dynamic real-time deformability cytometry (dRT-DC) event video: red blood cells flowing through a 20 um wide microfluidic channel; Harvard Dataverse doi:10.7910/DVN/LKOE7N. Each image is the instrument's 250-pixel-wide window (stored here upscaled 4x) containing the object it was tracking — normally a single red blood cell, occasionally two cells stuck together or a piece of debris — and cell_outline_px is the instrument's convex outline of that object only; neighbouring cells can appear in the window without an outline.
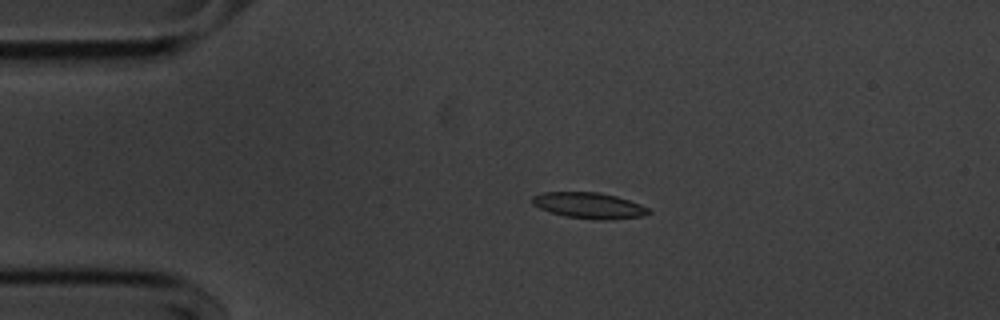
{"species": "common noctule bat (a hibernating species)", "species_latin": "Nyctalus noctula", "temperature_condition": "cold", "stored_images_in_passage": 46, "camera_frame_rate_fps": 3000, "um_per_image_px": 0.085, "animal": {"sex": "male", "body_mass_g": 20.1, "forearm_length_mm": 53.5}, "frame": {"image": 1, "passage_image": 2, "time_ms": 0.333, "image_size_px": [1000, 320], "cell_outline_px": [[652, 212], [640, 216], [604, 220], [596, 220], [564, 216], [540, 208], [532, 204], [532, 196], [544, 192], [600, 192], [616, 196], [640, 204], [648, 208]], "centroid_in_image_um": [50.05, 17.46], "position_along_channel_um": 34.9, "area_um2": 17.46}}
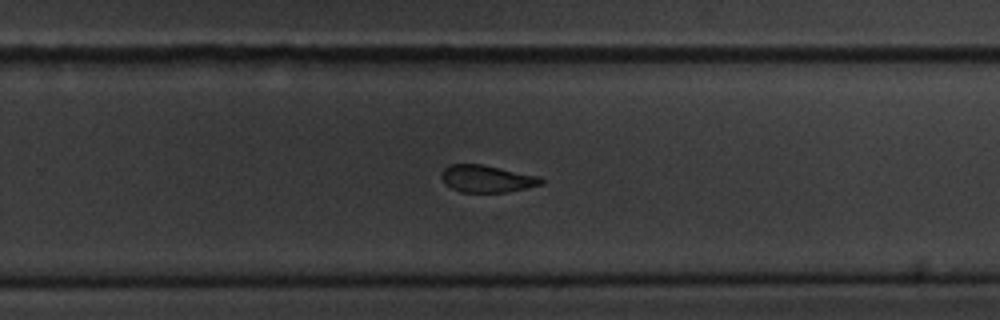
{"frame": {"image": 2, "passage_image": 26, "time_ms": 8.333, "image_size_px": [1000, 320], "cell_outline_px": [[544, 184], [504, 192], [460, 192], [444, 184], [440, 176], [440, 172], [448, 164], [480, 164], [540, 176], [544, 180]], "centroid_in_image_um": [41.34, 15.19], "position_along_channel_um": 288.5, "area_um2": 15.84}}
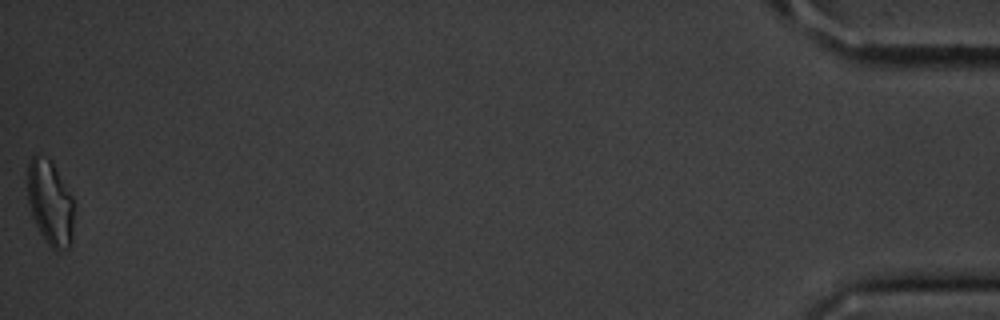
{"frame": {"image": 3, "passage_image": 46, "time_ms": 15.0, "image_size_px": [1000, 320], "cell_outline_px": [[72, 244], [64, 252], [56, 252], [48, 244], [40, 232], [32, 216], [28, 200], [28, 160], [36, 152], [48, 160], [52, 164], [72, 196]], "centroid_in_image_um": [4.25, 17.28], "position_along_channel_um": 431.0, "area_um2": 22.72}, "authors_computed_cell_mechanics": {"area_um2": 17.3111, "velocity_mm_per_s": 3.5945, "shape_relaxation_time_tau1_ms": 6.6775, "shape_relaxation_time_tau2_ms": 5.052, "deformation_change_tau1": 0.1564, "deformation_change_tau2": 0.1247}}